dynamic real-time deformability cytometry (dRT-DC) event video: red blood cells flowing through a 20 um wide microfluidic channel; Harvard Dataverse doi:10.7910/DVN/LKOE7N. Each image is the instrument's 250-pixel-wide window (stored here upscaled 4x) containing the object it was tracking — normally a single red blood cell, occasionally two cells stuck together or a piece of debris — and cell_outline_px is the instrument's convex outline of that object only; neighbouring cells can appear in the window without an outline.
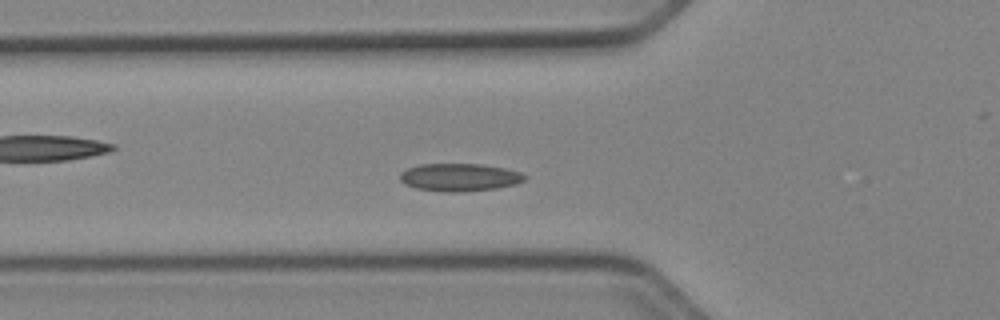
{"species": "Egyptian fruit bat (a non-hibernating species)", "species_latin": "Rousettus aegyptiacus", "temperature_condition": "cold", "stored_images_in_passage": 48, "camera_frame_rate_fps": 3000, "um_per_image_px": 0.085, "animal": {"sex": "female"}, "frame": {"image": 1, "passage_image": 14, "time_ms": 4.333, "image_size_px": [1000, 320], "cell_outline_px": [[528, 176], [524, 180], [516, 184], [496, 188], [460, 192], [448, 192], [416, 188], [404, 184], [400, 180], [400, 172], [408, 168], [420, 164], [480, 164], [504, 168], [520, 172]], "centroid_in_image_um": [39.05, 15.07], "position_along_channel_um": 86.7, "area_um2": 20.11}}
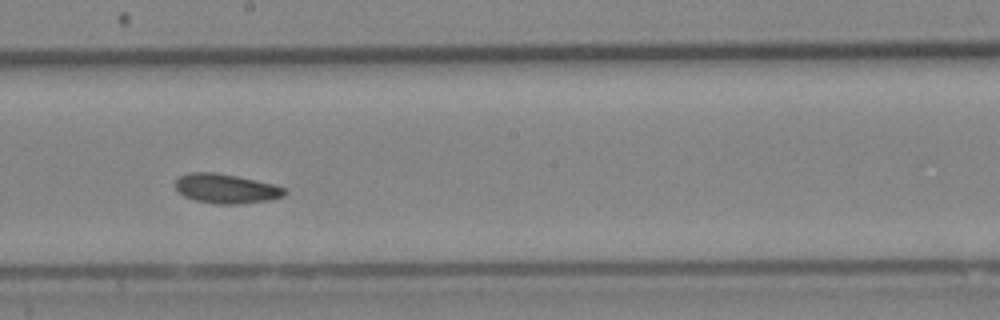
{"frame": {"image": 2, "passage_image": 25, "time_ms": 8.0, "image_size_px": [1000, 320], "cell_outline_px": [[288, 192], [284, 196], [268, 200], [236, 204], [216, 204], [196, 200], [184, 196], [176, 188], [176, 180], [180, 176], [188, 172], [216, 172], [236, 176], [272, 184], [288, 188]], "centroid_in_image_um": [19.24, 16.03], "position_along_channel_um": 229.0, "area_um2": 18.67}}
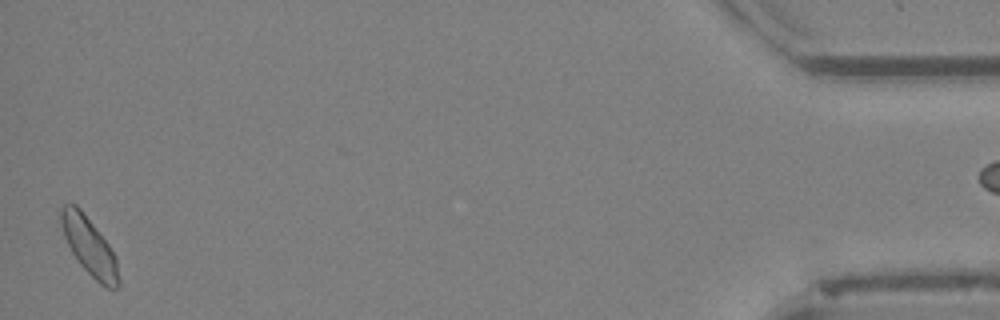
{"frame": {"image": 3, "passage_image": 47, "time_ms": 15.333, "image_size_px": [1000, 320], "cell_outline_px": [[120, 284], [116, 288], [108, 288], [100, 284], [80, 264], [72, 252], [64, 236], [60, 224], [60, 208], [64, 204], [76, 204], [80, 208], [108, 244], [116, 256], [120, 280]], "centroid_in_image_um": [7.59, 20.94], "position_along_channel_um": 427.6, "area_um2": 19.19}}